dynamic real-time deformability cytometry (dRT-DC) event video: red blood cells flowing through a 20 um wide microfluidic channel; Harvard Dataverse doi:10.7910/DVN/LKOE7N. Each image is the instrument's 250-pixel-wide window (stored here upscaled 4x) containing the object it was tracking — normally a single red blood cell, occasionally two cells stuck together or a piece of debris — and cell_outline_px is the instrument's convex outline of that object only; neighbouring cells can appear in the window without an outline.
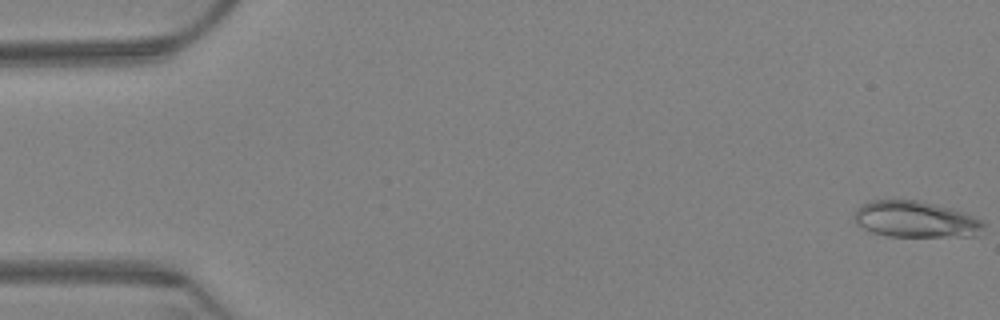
{"species": "Egyptian fruit bat (a non-hibernating species)", "species_latin": "Rousettus aegyptiacus", "temperature_condition": "warm", "stored_images_in_passage": 64, "camera_frame_rate_fps": 3000, "um_per_image_px": 0.085, "animal": {"sex": "female"}, "frame": {"image": 1, "passage_image": 1, "time_ms": 0.0, "image_size_px": [1000, 320], "cell_outline_px": [[984, 224], [976, 236], [888, 236], [872, 232], [856, 224], [856, 212], [864, 204], [872, 200], [916, 200], [948, 208], [972, 216], [980, 220]], "centroid_in_image_um": [77.8, 18.66], "position_along_channel_um": 7.2, "area_um2": 26.53}}
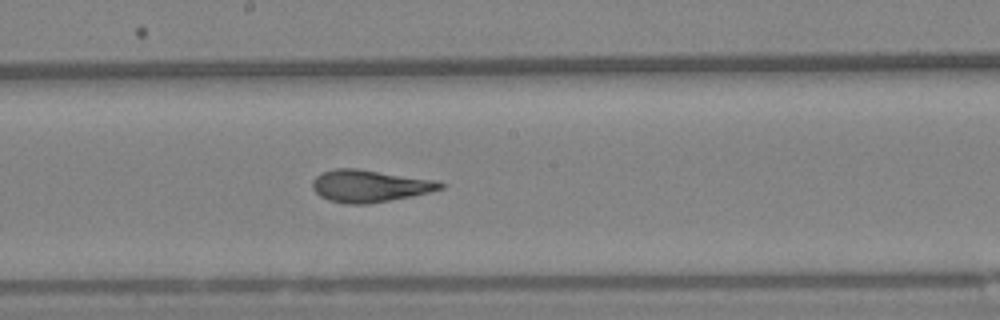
{"frame": {"image": 2, "passage_image": 35, "time_ms": 11.333, "image_size_px": [1000, 320], "cell_outline_px": [[448, 184], [444, 188], [412, 196], [368, 204], [344, 204], [328, 200], [320, 196], [312, 188], [312, 180], [316, 176], [324, 172], [336, 168], [356, 168], [436, 180]], "centroid_in_image_um": [31.42, 15.81], "position_along_channel_um": 216.8, "area_um2": 24.04}}
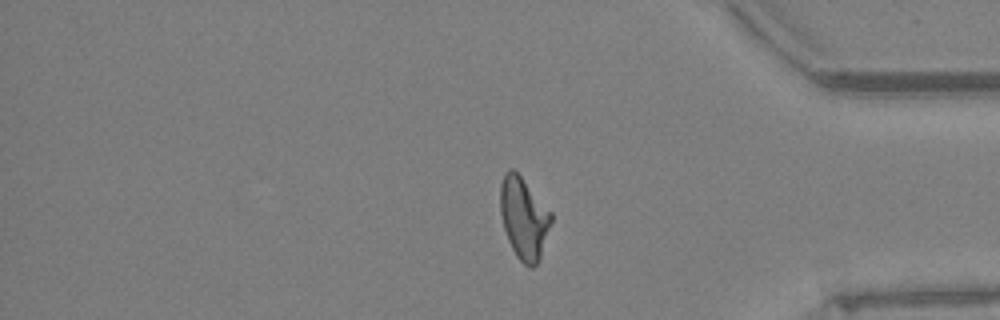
{"frame": {"image": 3, "passage_image": 53, "time_ms": 17.333, "image_size_px": [1000, 320], "cell_outline_px": [[552, 220], [540, 256], [536, 264], [532, 268], [528, 268], [516, 256], [508, 240], [504, 228], [500, 212], [500, 184], [504, 172], [508, 168], [512, 168], [520, 176], [552, 212]], "centroid_in_image_um": [44.51, 18.53], "position_along_channel_um": 390.7, "area_um2": 24.04}, "authors_computed_cell_mechanics": {"area_um2": 24.1893, "velocity_mm_per_s": 3.2359, "shape_relaxation_time_tau1_ms": 9.0625, "shape_relaxation_time_tau2_ms": 1.7653, "deformation_change_tau1": 0.2468, "deformation_change_tau2": 0.0934}}